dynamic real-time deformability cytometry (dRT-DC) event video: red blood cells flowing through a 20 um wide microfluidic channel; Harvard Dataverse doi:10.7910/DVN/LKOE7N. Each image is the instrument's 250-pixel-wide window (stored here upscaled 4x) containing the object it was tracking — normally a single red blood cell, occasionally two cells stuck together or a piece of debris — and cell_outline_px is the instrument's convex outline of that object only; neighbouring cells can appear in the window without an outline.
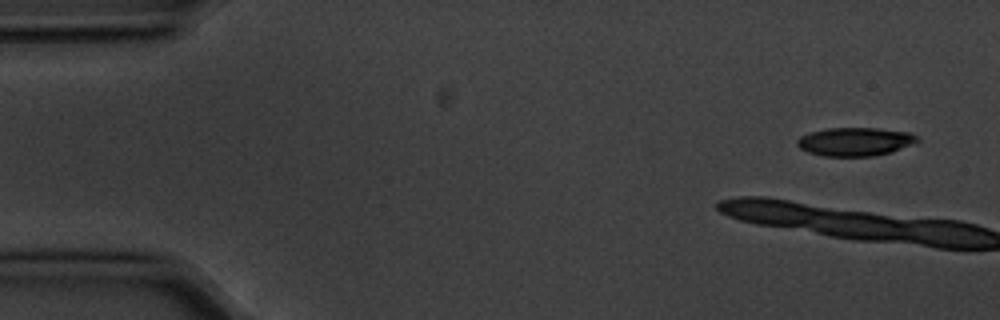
{"species": "common noctule bat (a hibernating species)", "species_latin": "Nyctalus noctula", "temperature_condition": "cold", "stored_images_in_passage": 10, "camera_frame_rate_fps": 3000, "um_per_image_px": 0.085, "animal": {"sex": "male", "body_mass_g": 20.1, "forearm_length_mm": 53.5}, "frame": {"image": 1, "passage_image": 1, "time_ms": 0.0, "image_size_px": [1000, 320], "cell_outline_px": [[920, 140], [892, 152], [872, 156], [824, 156], [808, 152], [800, 148], [796, 144], [796, 140], [800, 136], [808, 132], [828, 128], [876, 128], [908, 132], [920, 136]], "centroid_in_image_um": [72.66, 12.03], "position_along_channel_um": 12.3, "area_um2": 20.0}}